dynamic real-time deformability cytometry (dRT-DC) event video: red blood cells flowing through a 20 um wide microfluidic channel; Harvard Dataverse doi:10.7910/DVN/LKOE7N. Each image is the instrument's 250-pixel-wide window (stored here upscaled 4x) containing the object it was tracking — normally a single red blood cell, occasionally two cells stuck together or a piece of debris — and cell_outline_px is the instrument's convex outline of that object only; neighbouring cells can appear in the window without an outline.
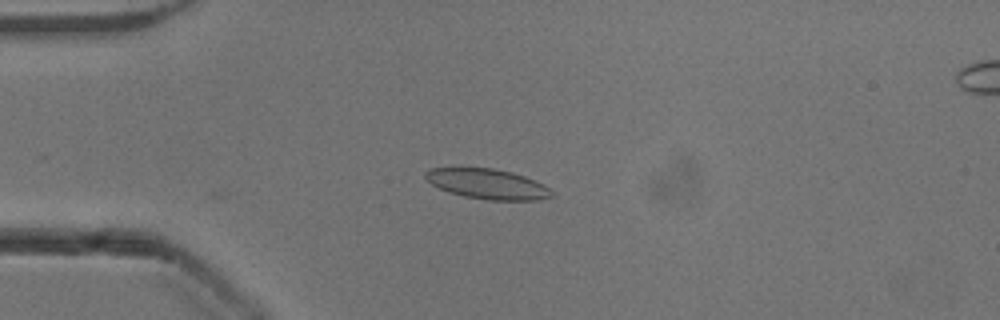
{"species": "common noctule bat (a hibernating species)", "species_latin": "Nyctalus noctula", "temperature_condition": "cold", "stored_images_in_passage": 30, "camera_frame_rate_fps": 3000, "um_per_image_px": 0.085, "animal": {"sex": "male", "body_mass_g": 13.3}, "frame": {"image": 1, "passage_image": 1, "time_ms": 0.0, "image_size_px": [1000, 320], "cell_outline_px": [[556, 196], [540, 200], [488, 200], [464, 196], [448, 192], [432, 184], [424, 176], [424, 172], [428, 168], [492, 168], [512, 172], [524, 176], [544, 184], [556, 192]], "centroid_in_image_um": [41.5, 15.64], "position_along_channel_um": 43.5, "area_um2": 22.37}}
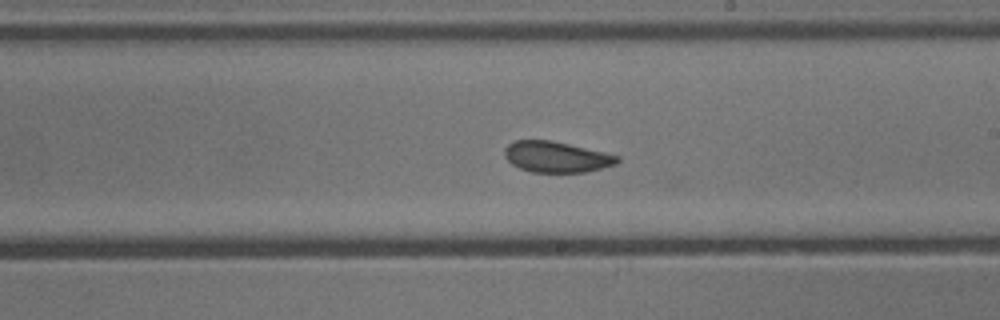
{"frame": {"image": 2, "passage_image": 18, "time_ms": 5.667, "image_size_px": [1000, 320], "cell_outline_px": [[620, 160], [616, 164], [588, 172], [532, 172], [520, 168], [512, 164], [504, 156], [504, 148], [508, 144], [516, 140], [552, 140], [604, 152], [620, 156]], "centroid_in_image_um": [47.3, 13.33], "position_along_channel_um": 241.7, "area_um2": 20.35}}
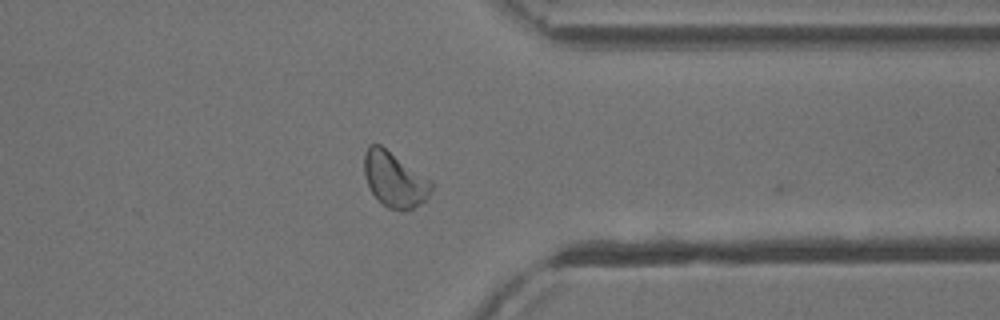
{"frame": {"image": 3, "passage_image": 29, "time_ms": 9.333, "image_size_px": [1000, 320], "cell_outline_px": [[436, 184], [428, 196], [420, 204], [412, 208], [400, 212], [388, 208], [372, 192], [368, 184], [364, 172], [364, 152], [368, 144], [380, 144], [432, 180]], "centroid_in_image_um": [33.56, 15.24], "position_along_channel_um": 377.8, "area_um2": 21.68}}